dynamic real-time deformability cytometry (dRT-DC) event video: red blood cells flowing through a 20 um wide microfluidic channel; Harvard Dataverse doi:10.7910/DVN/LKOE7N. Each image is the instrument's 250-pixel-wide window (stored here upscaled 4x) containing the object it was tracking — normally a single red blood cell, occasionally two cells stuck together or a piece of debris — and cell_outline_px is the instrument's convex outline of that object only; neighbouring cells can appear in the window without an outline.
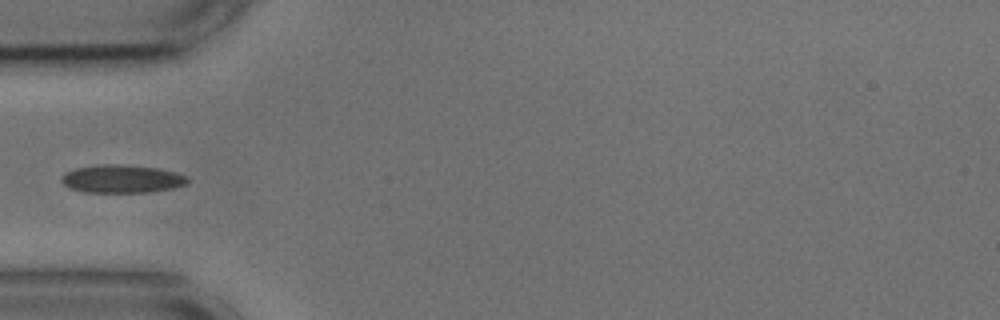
{"species": "common noctule bat (a hibernating species)", "species_latin": "Nyctalus noctula", "temperature_condition": "cold", "stored_images_in_passage": 4, "camera_frame_rate_fps": 3000, "um_per_image_px": 0.085, "animal": {"sex": "male", "body_mass_g": 17.9, "forearm_length_mm": 54.2}, "frame": {"image": 1, "passage_image": 1, "time_ms": 0.0, "image_size_px": [1000, 320], "cell_outline_px": [[188, 184], [172, 188], [148, 192], [84, 192], [68, 188], [60, 180], [64, 172], [76, 168], [96, 164], [120, 164], [156, 168], [176, 172], [188, 176]], "centroid_in_image_um": [10.34, 15.2], "position_along_channel_um": 74.7, "area_um2": 20.75}}